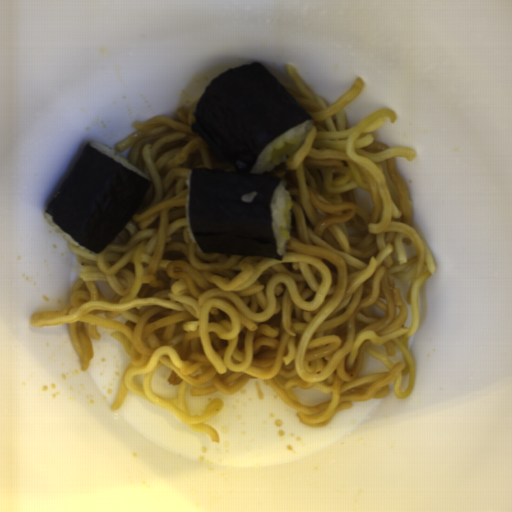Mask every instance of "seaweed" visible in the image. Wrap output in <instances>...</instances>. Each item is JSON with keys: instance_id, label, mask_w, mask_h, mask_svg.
<instances>
[{"instance_id": "1faa68ee", "label": "seaweed", "mask_w": 512, "mask_h": 512, "mask_svg": "<svg viewBox=\"0 0 512 512\" xmlns=\"http://www.w3.org/2000/svg\"><path fill=\"white\" fill-rule=\"evenodd\" d=\"M192 116L191 130L235 168L191 170L188 222L200 251L282 261L271 211L281 180L253 169L266 146L314 118L258 61L210 81Z\"/></svg>"}, {"instance_id": "45ffbabd", "label": "seaweed", "mask_w": 512, "mask_h": 512, "mask_svg": "<svg viewBox=\"0 0 512 512\" xmlns=\"http://www.w3.org/2000/svg\"><path fill=\"white\" fill-rule=\"evenodd\" d=\"M150 183L89 141L45 211L77 243L98 254L125 228Z\"/></svg>"}]
</instances>
